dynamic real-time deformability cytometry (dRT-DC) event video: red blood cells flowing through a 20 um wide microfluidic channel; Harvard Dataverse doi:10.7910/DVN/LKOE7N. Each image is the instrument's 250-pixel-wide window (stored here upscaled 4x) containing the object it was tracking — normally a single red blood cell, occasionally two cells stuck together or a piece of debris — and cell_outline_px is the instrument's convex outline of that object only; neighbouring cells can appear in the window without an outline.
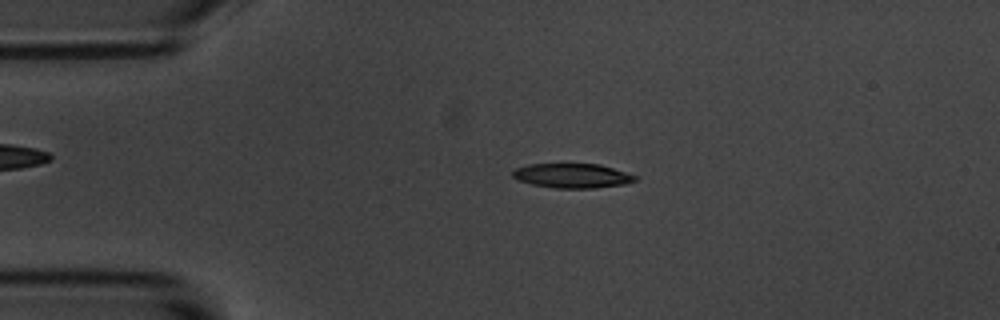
{"species": "common noctule bat (a hibernating species)", "species_latin": "Nyctalus noctula", "temperature_condition": "room temperature", "stored_images_in_passage": 4, "camera_frame_rate_fps": 3000, "um_per_image_px": 0.085, "animal": {"sex": "male", "body_mass_g": 20.1, "forearm_length_mm": 53.5}, "frame": {"image": 1, "passage_image": 3, "time_ms": 2.333, "image_size_px": [1000, 320], "cell_outline_px": [[640, 176], [636, 180], [624, 184], [596, 188], [552, 188], [532, 184], [516, 180], [512, 176], [512, 172], [516, 168], [528, 164], [600, 164]], "centroid_in_image_um": [48.65, 14.94], "position_along_channel_um": 36.3, "area_um2": 17.63}}